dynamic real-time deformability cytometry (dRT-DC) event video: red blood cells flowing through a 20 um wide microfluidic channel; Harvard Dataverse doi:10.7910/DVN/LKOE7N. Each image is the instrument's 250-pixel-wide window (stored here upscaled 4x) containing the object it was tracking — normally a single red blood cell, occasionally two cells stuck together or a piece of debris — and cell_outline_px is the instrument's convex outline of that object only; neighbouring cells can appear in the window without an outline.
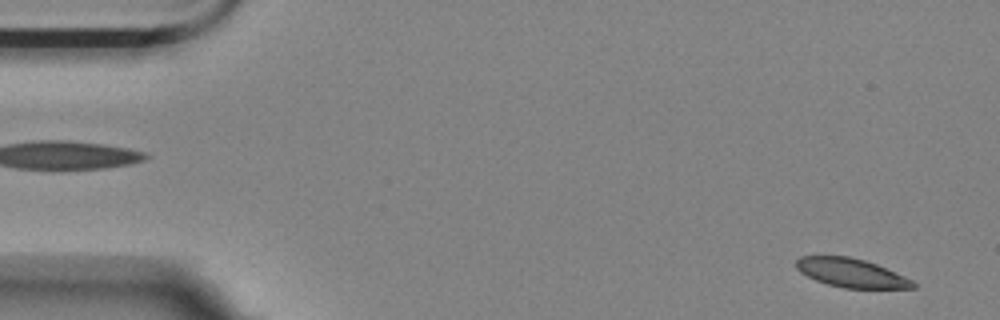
{"species": "Egyptian fruit bat (a non-hibernating species)", "species_latin": "Rousettus aegyptiacus", "temperature_condition": "room temperature", "stored_images_in_passage": 56, "camera_frame_rate_fps": 3000, "um_per_image_px": 0.085, "animal": {"sex": "female"}, "frame": {"image": 1, "passage_image": 2, "time_ms": 0.333, "image_size_px": [1000, 320], "cell_outline_px": [[916, 288], [844, 288], [828, 284], [816, 280], [800, 272], [796, 268], [796, 260], [800, 256], [848, 256], [864, 260], [876, 264], [904, 276], [912, 280], [916, 284]], "centroid_in_image_um": [72.34, 23.19], "position_along_channel_um": 12.7, "area_um2": 19.42}}
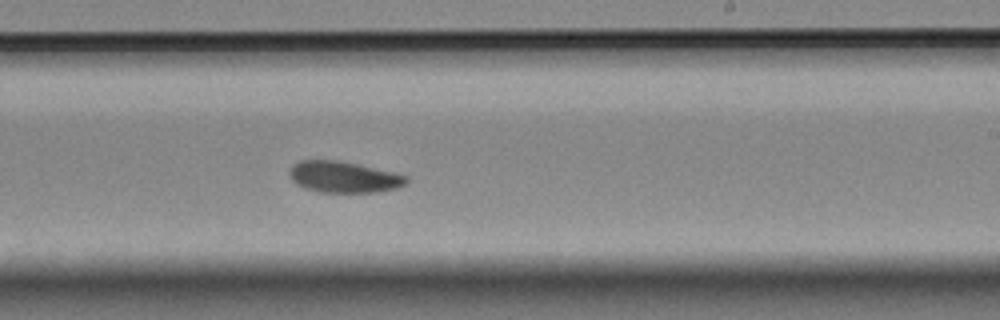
{"frame": {"image": 2, "passage_image": 33, "time_ms": 10.667, "image_size_px": [1000, 320], "cell_outline_px": [[408, 180], [404, 184], [396, 188], [376, 192], [320, 192], [304, 188], [296, 184], [288, 176], [288, 172], [292, 164], [300, 160], [336, 160], [356, 164], [392, 172], [408, 176]], "centroid_in_image_um": [29.15, 15.04], "position_along_channel_um": 259.9, "area_um2": 21.21}}
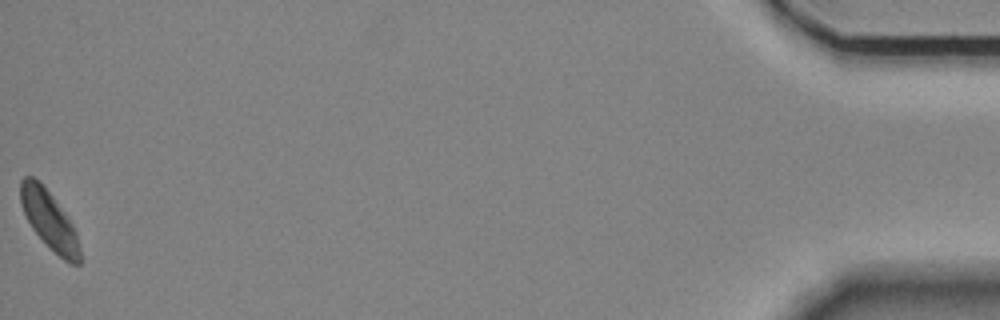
{"frame": {"image": 3, "passage_image": 56, "time_ms": 18.333, "image_size_px": [1000, 320], "cell_outline_px": [[80, 264], [72, 264], [64, 260], [32, 228], [20, 204], [20, 180], [24, 176], [32, 176], [52, 196], [72, 224], [76, 232], [80, 248]], "centroid_in_image_um": [4.18, 18.7], "position_along_channel_um": 431.0, "area_um2": 19.48}}